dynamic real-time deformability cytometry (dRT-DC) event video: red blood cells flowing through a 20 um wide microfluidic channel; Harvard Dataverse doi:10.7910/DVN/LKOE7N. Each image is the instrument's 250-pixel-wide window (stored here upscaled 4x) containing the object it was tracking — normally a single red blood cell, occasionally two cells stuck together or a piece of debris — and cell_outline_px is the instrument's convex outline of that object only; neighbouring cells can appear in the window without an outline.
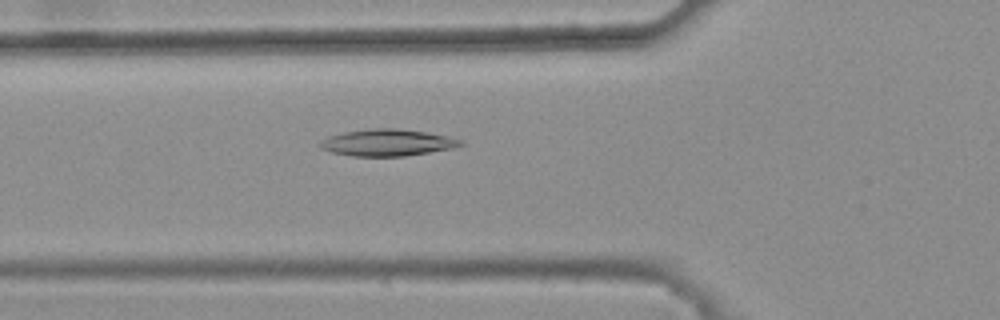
{"species": "common noctule bat (a hibernating species)", "species_latin": "Nyctalus noctula", "temperature_condition": "warm", "stored_images_in_passage": 46, "camera_frame_rate_fps": 3000, "um_per_image_px": 0.085, "animal": {"sex": "female", "body_mass_g": 25.1}, "frame": {"image": 1, "passage_image": 17, "time_ms": 5.333, "image_size_px": [1000, 320], "cell_outline_px": [[464, 144], [456, 148], [404, 156], [352, 156], [332, 152], [320, 148], [320, 144], [328, 136], [344, 132], [368, 128], [396, 128], [428, 132], [448, 136], [464, 140]], "centroid_in_image_um": [32.99, 12.11], "position_along_channel_um": 92.8, "area_um2": 22.02}}
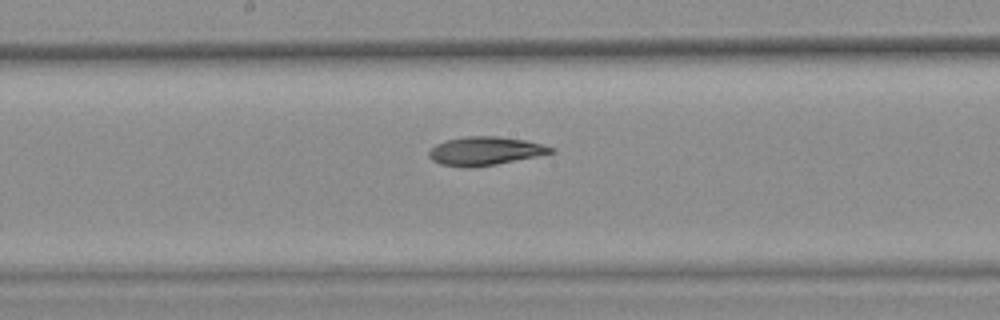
{"frame": {"image": 2, "passage_image": 26, "time_ms": 8.333, "image_size_px": [1000, 320], "cell_outline_px": [[556, 152], [496, 164], [468, 168], [464, 168], [440, 164], [432, 160], [428, 156], [428, 152], [436, 144], [444, 140], [464, 136], [496, 136], [524, 140], [556, 148]], "centroid_in_image_um": [41.19, 12.83], "position_along_channel_um": 207.0, "area_um2": 20.29}}
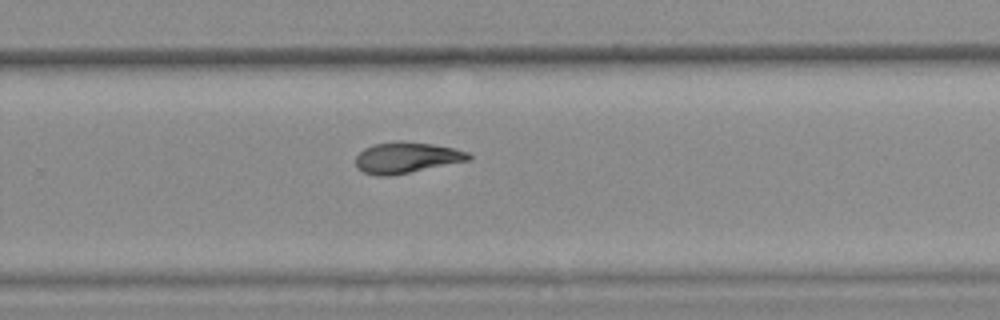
{"frame": {"image": 3, "passage_image": 33, "time_ms": 10.667, "image_size_px": [1000, 320], "cell_outline_px": [[472, 156], [468, 160], [392, 176], [380, 176], [364, 172], [356, 168], [356, 156], [364, 148], [372, 144], [400, 140], [432, 144], [452, 148], [468, 152]], "centroid_in_image_um": [34.51, 13.39], "position_along_channel_um": 295.3, "area_um2": 20.35}, "authors_computed_cell_mechanics": {"area_um2": 20.4323, "velocity_mm_per_s": 3.8008, "shape_relaxation_time_tau1_ms": null, "shape_relaxation_time_tau2_ms": 5.5711, "deformation_change_tau1": null, "deformation_change_tau2": 0.1233}}